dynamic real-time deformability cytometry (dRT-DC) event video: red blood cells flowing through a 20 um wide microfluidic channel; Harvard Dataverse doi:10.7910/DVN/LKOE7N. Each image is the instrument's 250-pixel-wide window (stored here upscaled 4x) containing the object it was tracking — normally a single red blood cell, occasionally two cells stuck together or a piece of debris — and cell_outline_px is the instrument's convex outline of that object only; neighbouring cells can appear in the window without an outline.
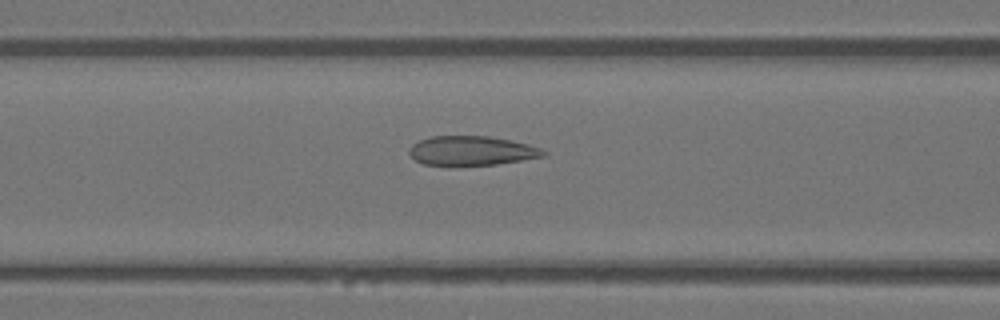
{"species": "Egyptian fruit bat (a non-hibernating species)", "species_latin": "Rousettus aegyptiacus", "temperature_condition": "warm", "stored_images_in_passage": 26, "camera_frame_rate_fps": 3000, "um_per_image_px": 0.085, "animal": {"sex": "female"}, "frame": {"image": 1, "passage_image": 10, "time_ms": 3.0, "image_size_px": [1000, 320], "cell_outline_px": [[548, 152], [544, 156], [496, 164], [452, 168], [424, 164], [416, 160], [408, 152], [408, 148], [412, 144], [420, 140], [432, 136], [488, 136], [528, 144], [540, 148]], "centroid_in_image_um": [40.03, 12.85], "position_along_channel_um": 126.6, "area_um2": 23.47}}
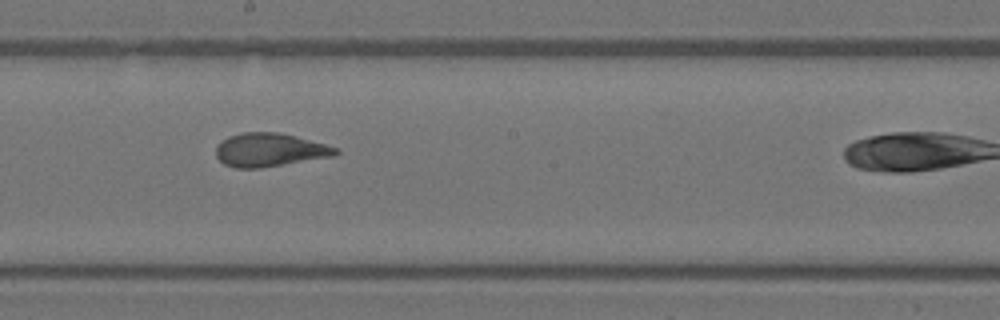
{"frame": {"image": 2, "passage_image": 17, "time_ms": 5.333, "image_size_px": [1000, 320], "cell_outline_px": [[340, 152], [332, 156], [260, 168], [236, 168], [224, 164], [216, 156], [216, 148], [228, 136], [240, 132], [280, 132], [296, 136], [324, 144], [336, 148]], "centroid_in_image_um": [22.89, 12.73], "position_along_channel_um": 225.3, "area_um2": 23.06}}
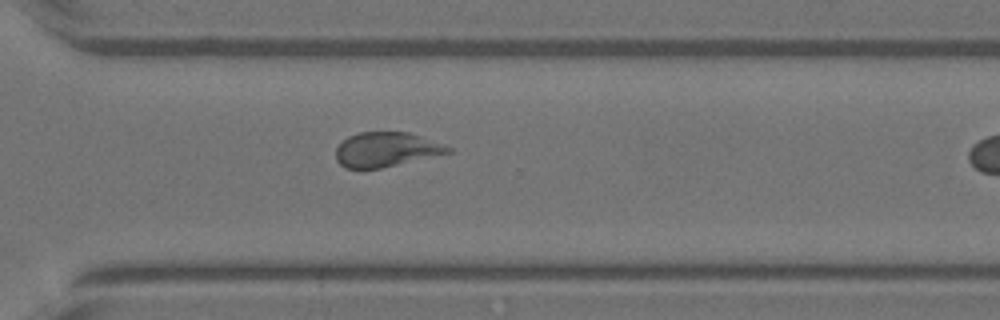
{"frame": {"image": 3, "passage_image": 25, "time_ms": 8.0, "image_size_px": [1000, 320], "cell_outline_px": [[456, 152], [380, 168], [344, 168], [336, 160], [336, 148], [348, 136], [360, 132], [408, 132], [444, 144], [452, 148]], "centroid_in_image_um": [32.86, 12.71], "position_along_channel_um": 337.7, "area_um2": 22.66}}